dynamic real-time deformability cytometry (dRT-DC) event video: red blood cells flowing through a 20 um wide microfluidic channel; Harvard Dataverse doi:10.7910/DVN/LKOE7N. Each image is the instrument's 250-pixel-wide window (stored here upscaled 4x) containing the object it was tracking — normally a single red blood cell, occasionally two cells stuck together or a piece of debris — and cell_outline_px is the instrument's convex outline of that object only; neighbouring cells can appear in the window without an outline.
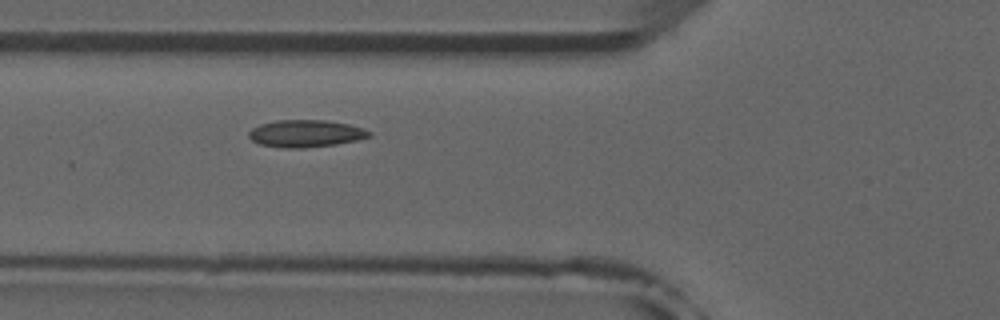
{"species": "common noctule bat (a hibernating species)", "species_latin": "Nyctalus noctula", "temperature_condition": "room temperature", "stored_images_in_passage": 5, "camera_frame_rate_fps": 3000, "um_per_image_px": 0.085, "animal": {"sex": "male", "forearm_length_mm": 52.5}, "frame": {"image": 1, "passage_image": 5, "time_ms": 4.667, "image_size_px": [1000, 320], "cell_outline_px": [[372, 136], [356, 140], [336, 144], [304, 148], [284, 148], [260, 144], [252, 140], [248, 136], [248, 132], [252, 128], [260, 124], [276, 120], [324, 120], [348, 124], [364, 128], [372, 132]], "centroid_in_image_um": [25.99, 11.35], "position_along_channel_um": 99.8, "area_um2": 19.13}}